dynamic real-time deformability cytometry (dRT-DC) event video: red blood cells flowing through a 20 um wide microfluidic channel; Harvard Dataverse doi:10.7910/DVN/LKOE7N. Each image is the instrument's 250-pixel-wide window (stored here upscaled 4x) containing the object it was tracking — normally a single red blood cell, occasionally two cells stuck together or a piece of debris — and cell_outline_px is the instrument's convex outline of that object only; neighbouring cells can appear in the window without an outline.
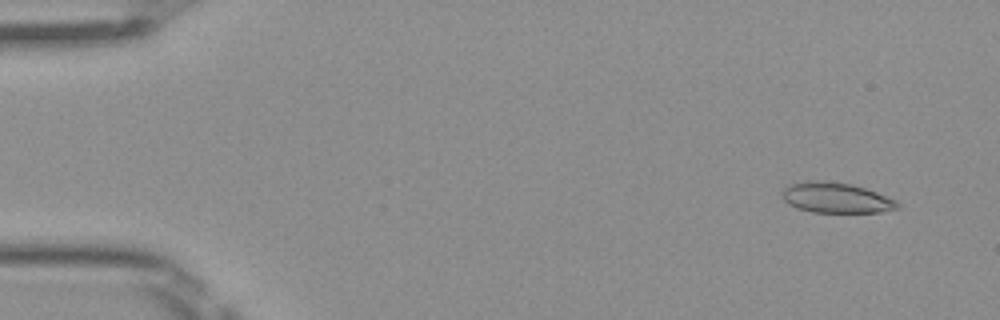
{"species": "Egyptian fruit bat (a non-hibernating species)", "species_latin": "Rousettus aegyptiacus", "temperature_condition": "room temperature", "stored_images_in_passage": 51, "camera_frame_rate_fps": 3000, "um_per_image_px": 0.085, "frame": {"image": 1, "passage_image": 4, "time_ms": 1.0, "image_size_px": [1000, 320], "cell_outline_px": [[900, 208], [880, 212], [812, 212], [796, 208], [788, 204], [780, 196], [780, 192], [784, 188], [792, 184], [804, 180], [828, 180], [852, 184], [876, 192], [896, 200], [900, 204]], "centroid_in_image_um": [71.03, 16.8], "position_along_channel_um": 14.0, "area_um2": 20.69}}
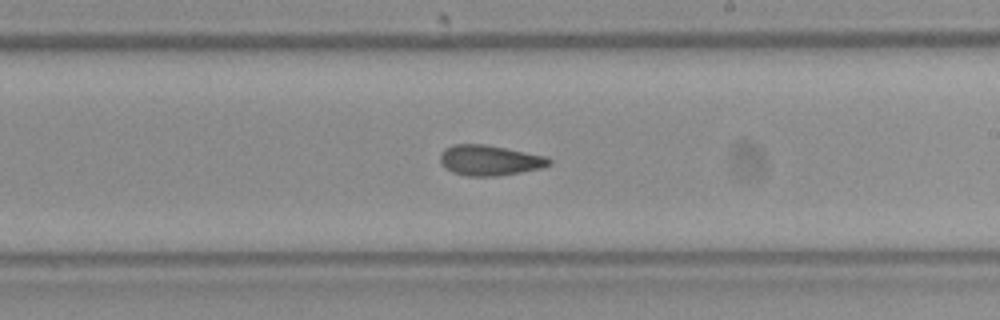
{"frame": {"image": 2, "passage_image": 30, "time_ms": 9.667, "image_size_px": [1000, 320], "cell_outline_px": [[552, 164], [540, 168], [520, 172], [496, 176], [468, 176], [452, 172], [444, 168], [440, 164], [440, 152], [444, 148], [452, 144], [484, 144], [548, 156], [552, 160]], "centroid_in_image_um": [41.59, 13.62], "position_along_channel_um": 247.4, "area_um2": 19.48}}
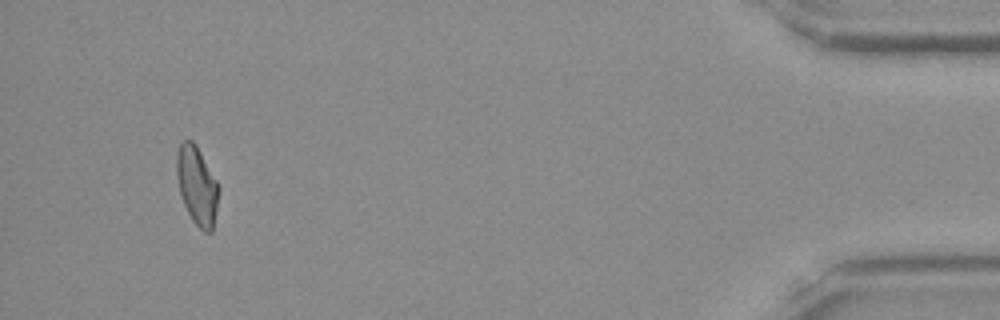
{"frame": {"image": 3, "passage_image": 48, "time_ms": 15.667, "image_size_px": [1000, 320], "cell_outline_px": [[220, 188], [212, 232], [204, 232], [192, 220], [184, 204], [180, 192], [176, 176], [176, 152], [180, 144], [184, 140], [192, 140], [196, 144], [216, 180]], "centroid_in_image_um": [16.73, 15.75], "position_along_channel_um": 418.5, "area_um2": 19.13}, "authors_computed_cell_mechanics": {"area_um2": 19.363, "velocity_mm_per_s": 4.0461, "shape_relaxation_time_tau1_ms": 9.785, "shape_relaxation_time_tau2_ms": 2.248, "deformation_change_tau1": 0.2292, "deformation_change_tau2": 0.0984}}